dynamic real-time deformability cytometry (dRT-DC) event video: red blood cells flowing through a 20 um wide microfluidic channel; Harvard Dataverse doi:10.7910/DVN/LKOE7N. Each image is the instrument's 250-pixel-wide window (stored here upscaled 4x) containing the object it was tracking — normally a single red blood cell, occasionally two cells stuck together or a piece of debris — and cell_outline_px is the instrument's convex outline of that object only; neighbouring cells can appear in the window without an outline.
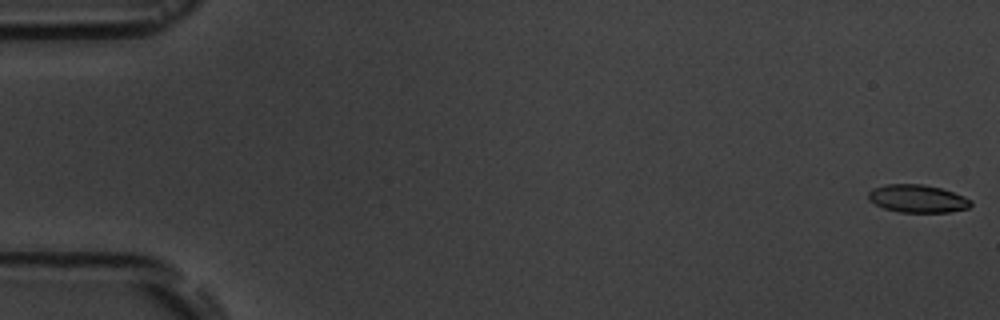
{"species": "common noctule bat (a hibernating species)", "species_latin": "Nyctalus noctula", "temperature_condition": "room temperature", "stored_images_in_passage": 5, "camera_frame_rate_fps": 3000, "um_per_image_px": 0.085, "animal": {"sex": "male", "body_mass_g": 19.5, "forearm_length_mm": 54.6}, "frame": {"image": 1, "passage_image": 1, "time_ms": 0.0, "image_size_px": [1000, 320], "cell_outline_px": [[972, 204], [968, 208], [948, 212], [900, 212], [884, 208], [868, 200], [868, 192], [872, 188], [888, 184], [924, 184], [940, 188], [964, 196], [972, 200]], "centroid_in_image_um": [77.98, 16.88], "position_along_channel_um": 7.0, "area_um2": 16.59}}
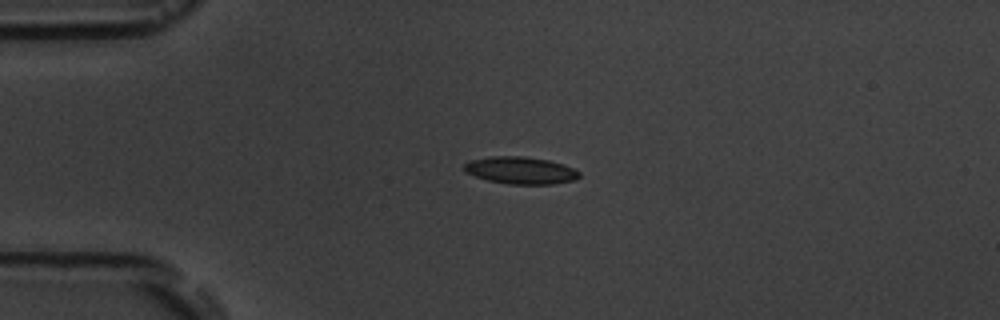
{"frame": {"image": 2, "passage_image": 4, "time_ms": 4.333, "image_size_px": [1000, 320], "cell_outline_px": [[580, 176], [576, 180], [552, 184], [508, 184], [488, 180], [464, 172], [464, 164], [472, 160], [492, 156], [524, 156], [548, 160], [564, 164], [580, 172]], "centroid_in_image_um": [44.27, 14.48], "position_along_channel_um": 40.7, "area_um2": 18.21}}